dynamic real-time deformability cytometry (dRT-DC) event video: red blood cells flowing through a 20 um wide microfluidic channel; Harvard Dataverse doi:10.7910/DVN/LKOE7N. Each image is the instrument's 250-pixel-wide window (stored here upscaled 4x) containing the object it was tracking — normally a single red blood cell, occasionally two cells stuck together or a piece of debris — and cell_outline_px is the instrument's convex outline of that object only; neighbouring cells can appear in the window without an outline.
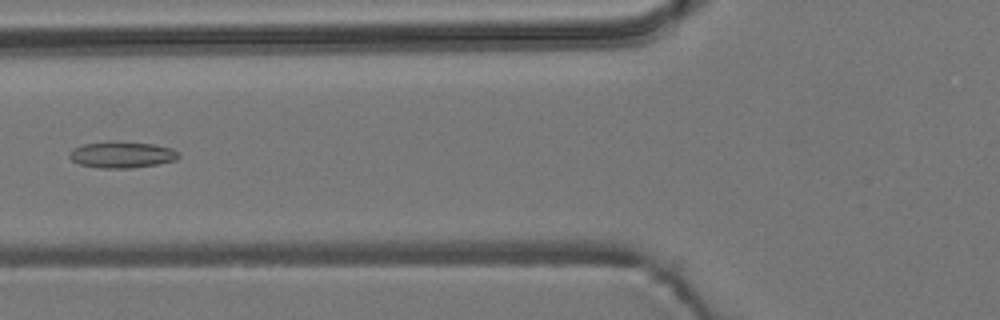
{"species": "common noctule bat (a hibernating species)", "species_latin": "Nyctalus noctula", "temperature_condition": "room temperature", "stored_images_in_passage": 4, "camera_frame_rate_fps": 3000, "um_per_image_px": 0.085, "animal": {"sex": "male", "body_mass_g": 19.2, "forearm_length_mm": 51.8}, "frame": {"image": 1, "passage_image": 3, "time_ms": 0.667, "image_size_px": [1000, 320], "cell_outline_px": [[180, 156], [176, 160], [156, 164], [132, 168], [100, 168], [80, 164], [72, 160], [68, 156], [76, 148], [84, 144], [112, 140], [152, 144], [172, 148], [180, 152]], "centroid_in_image_um": [10.41, 13.14], "position_along_channel_um": 115.4, "area_um2": 16.76}}
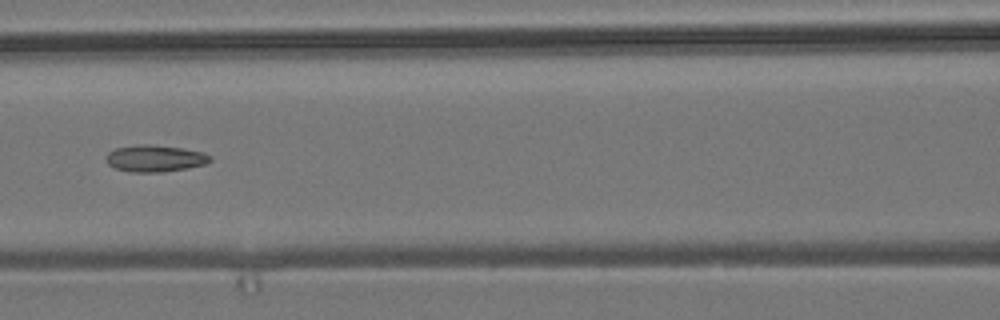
{"frame": {"image": 2, "passage_image": 4, "time_ms": 1.0, "image_size_px": [1000, 320], "cell_outline_px": [[212, 160], [208, 164], [188, 168], [160, 172], [132, 172], [116, 168], [108, 164], [108, 152], [116, 148], [140, 144], [148, 144], [184, 148], [204, 152]], "centroid_in_image_um": [13.22, 13.46], "position_along_channel_um": 153.4, "area_um2": 16.13}}